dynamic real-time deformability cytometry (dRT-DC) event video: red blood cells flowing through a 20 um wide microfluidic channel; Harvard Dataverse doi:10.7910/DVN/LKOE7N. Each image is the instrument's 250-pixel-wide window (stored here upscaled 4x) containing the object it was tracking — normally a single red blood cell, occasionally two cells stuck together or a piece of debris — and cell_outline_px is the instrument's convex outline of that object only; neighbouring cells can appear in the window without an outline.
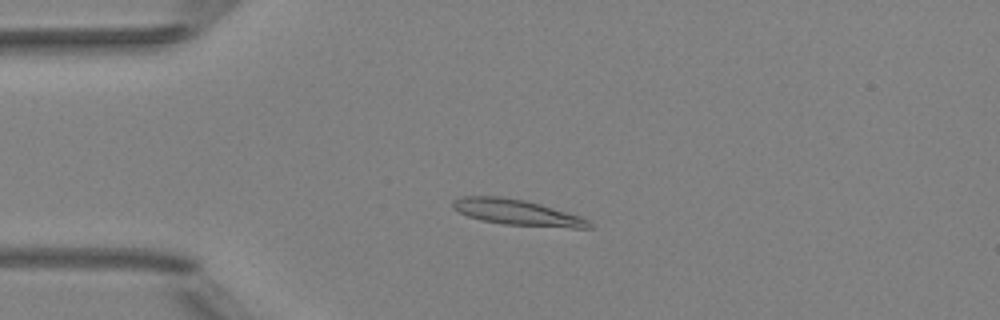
{"species": "Egyptian fruit bat (a non-hibernating species)", "species_latin": "Rousettus aegyptiacus", "temperature_condition": "room temperature", "stored_images_in_passage": 45, "camera_frame_rate_fps": 3000, "um_per_image_px": 0.085, "animal": {"sex": "female"}, "frame": {"image": 1, "passage_image": 6, "time_ms": 1.667, "image_size_px": [1000, 320], "cell_outline_px": [[592, 228], [572, 228], [504, 224], [480, 220], [468, 216], [452, 208], [452, 200], [460, 196], [500, 196], [524, 200], [540, 204], [580, 216], [588, 220], [592, 224]], "centroid_in_image_um": [43.92, 18.05], "position_along_channel_um": 41.1, "area_um2": 20.4}}
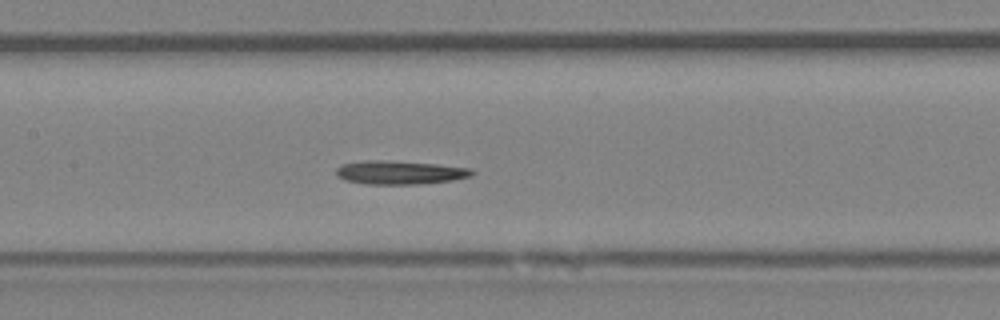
{"frame": {"image": 2, "passage_image": 18, "time_ms": 5.667, "image_size_px": [1000, 320], "cell_outline_px": [[476, 172], [472, 176], [452, 180], [416, 184], [364, 184], [344, 180], [336, 176], [336, 168], [340, 164], [364, 160], [380, 160], [436, 164], [472, 168]], "centroid_in_image_um": [33.95, 14.66], "position_along_channel_um": 173.4, "area_um2": 18.79}}
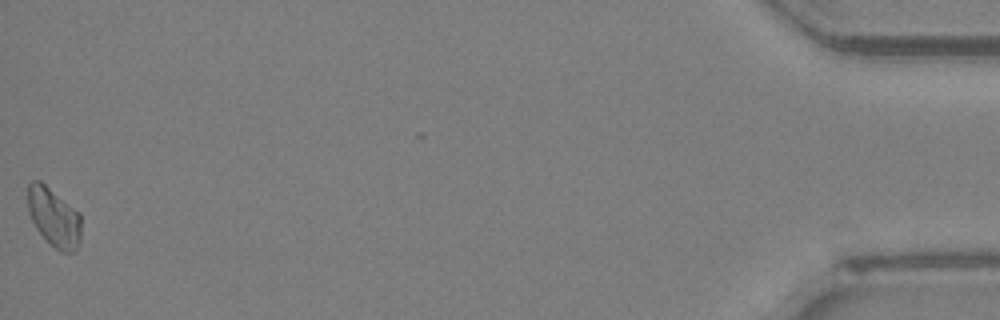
{"frame": {"image": 3, "passage_image": 45, "time_ms": 14.667, "image_size_px": [1000, 320], "cell_outline_px": [[80, 244], [76, 252], [60, 252], [36, 228], [28, 212], [28, 184], [32, 180], [40, 180], [80, 212]], "centroid_in_image_um": [4.6, 18.46], "position_along_channel_um": 430.6, "area_um2": 18.32}}